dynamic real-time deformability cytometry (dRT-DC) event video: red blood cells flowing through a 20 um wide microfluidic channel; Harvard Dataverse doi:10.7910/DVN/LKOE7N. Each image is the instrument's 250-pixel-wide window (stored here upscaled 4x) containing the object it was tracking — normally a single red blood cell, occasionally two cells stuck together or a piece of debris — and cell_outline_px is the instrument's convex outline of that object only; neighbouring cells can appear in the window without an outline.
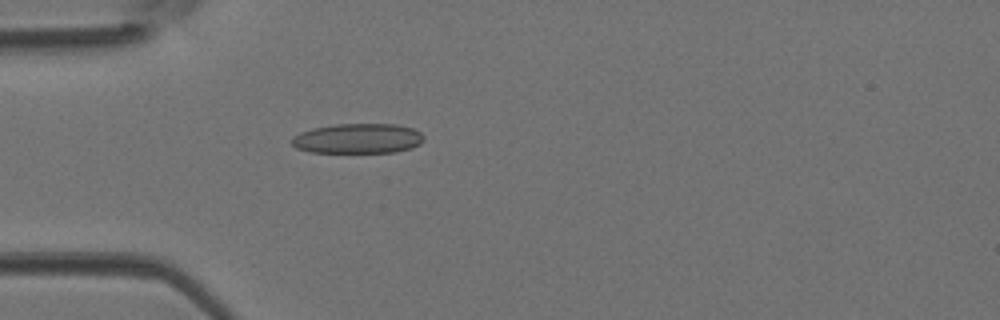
{"species": "Egyptian fruit bat (a non-hibernating species)", "species_latin": "Rousettus aegyptiacus", "temperature_condition": "room temperature", "stored_images_in_passage": 33, "camera_frame_rate_fps": 3000, "um_per_image_px": 0.085, "animal": {"sex": "female"}, "frame": {"image": 1, "passage_image": 1, "time_ms": 0.0, "image_size_px": [1000, 320], "cell_outline_px": [[424, 140], [420, 144], [412, 148], [396, 152], [308, 152], [296, 148], [288, 140], [292, 136], [300, 132], [312, 128], [336, 124], [396, 124], [412, 128], [420, 132], [424, 136]], "centroid_in_image_um": [30.39, 11.77], "position_along_channel_um": 54.6, "area_um2": 23.29}}
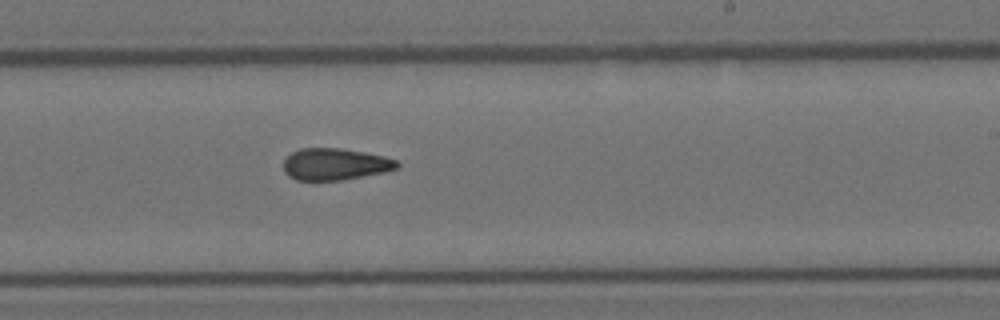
{"frame": {"image": 2, "passage_image": 15, "time_ms": 4.667, "image_size_px": [1000, 320], "cell_outline_px": [[400, 168], [384, 172], [340, 180], [296, 180], [288, 176], [284, 172], [284, 160], [292, 152], [300, 148], [340, 148], [364, 152], [384, 156], [396, 160], [400, 164]], "centroid_in_image_um": [28.48, 13.95], "position_along_channel_um": 260.5, "area_um2": 21.04}}
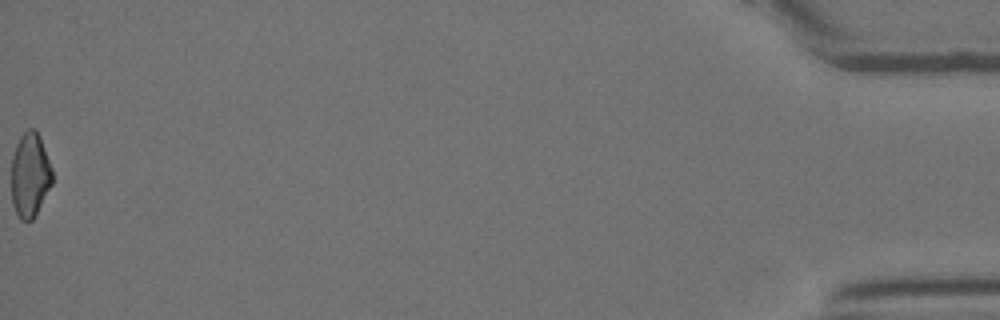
{"frame": {"image": 3, "passage_image": 33, "time_ms": 10.667, "image_size_px": [1000, 320], "cell_outline_px": [[52, 184], [36, 216], [32, 220], [20, 220], [12, 204], [12, 156], [16, 144], [20, 136], [28, 128], [36, 128], [40, 136], [52, 168]], "centroid_in_image_um": [2.56, 14.87], "position_along_channel_um": 432.6, "area_um2": 20.35}}